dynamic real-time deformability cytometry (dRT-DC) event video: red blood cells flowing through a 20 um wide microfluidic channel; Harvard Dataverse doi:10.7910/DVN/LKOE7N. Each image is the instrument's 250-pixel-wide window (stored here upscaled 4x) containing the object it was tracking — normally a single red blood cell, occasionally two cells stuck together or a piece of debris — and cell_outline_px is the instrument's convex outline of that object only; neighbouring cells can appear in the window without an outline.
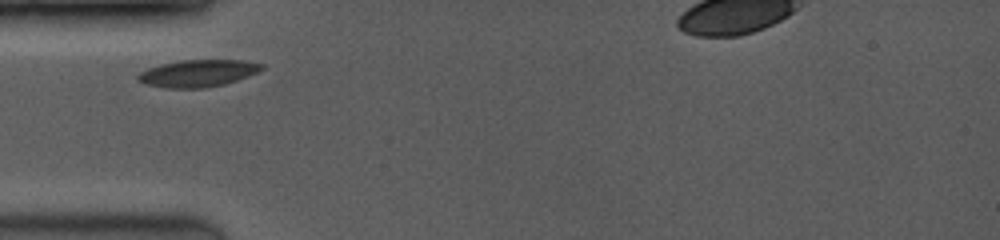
{"species": "common noctule bat (a hibernating species)", "species_latin": "Nyctalus noctula", "temperature_condition": "room temperature", "stored_images_in_passage": 6, "camera_frame_rate_fps": 3500, "um_per_image_px": 0.085, "animal": {"sex": "female", "body_mass_g": 19.0, "forearm_length_mm": 53.3}, "frame": {"image": 1, "passage_image": 1, "time_ms": 0.0, "image_size_px": [1000, 240], "cell_outline_px": [[264, 68], [248, 76], [224, 84], [204, 88], [164, 88], [148, 84], [136, 80], [136, 76], [140, 72], [148, 68], [160, 64], [180, 60], [244, 60], [264, 64]], "centroid_in_image_um": [16.8, 6.22], "position_along_channel_um": 68.2, "area_um2": 19.54}}
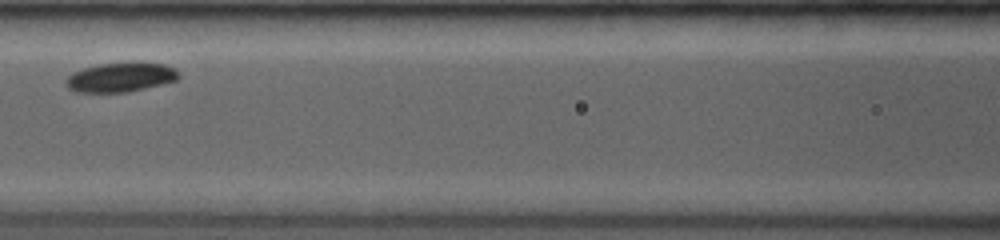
{"frame": {"image": 2, "passage_image": 4, "time_ms": 2.286, "image_size_px": [1000, 240], "cell_outline_px": [[180, 76], [176, 80], [128, 92], [76, 92], [68, 88], [68, 76], [72, 72], [84, 68], [100, 64], [128, 60], [140, 60], [164, 64], [180, 72]], "centroid_in_image_um": [10.3, 6.52], "position_along_channel_um": 156.3, "area_um2": 19.65}}
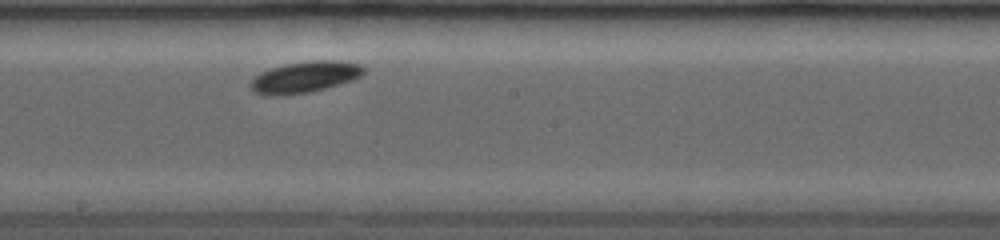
{"frame": {"image": 3, "passage_image": 6, "time_ms": 4.0, "image_size_px": [1000, 240], "cell_outline_px": [[364, 72], [360, 76], [352, 80], [340, 84], [308, 92], [284, 96], [272, 96], [256, 92], [248, 84], [260, 72], [284, 64], [312, 60], [336, 60], [360, 64], [364, 68]], "centroid_in_image_um": [25.9, 6.54], "position_along_channel_um": 222.3, "area_um2": 20.52}}